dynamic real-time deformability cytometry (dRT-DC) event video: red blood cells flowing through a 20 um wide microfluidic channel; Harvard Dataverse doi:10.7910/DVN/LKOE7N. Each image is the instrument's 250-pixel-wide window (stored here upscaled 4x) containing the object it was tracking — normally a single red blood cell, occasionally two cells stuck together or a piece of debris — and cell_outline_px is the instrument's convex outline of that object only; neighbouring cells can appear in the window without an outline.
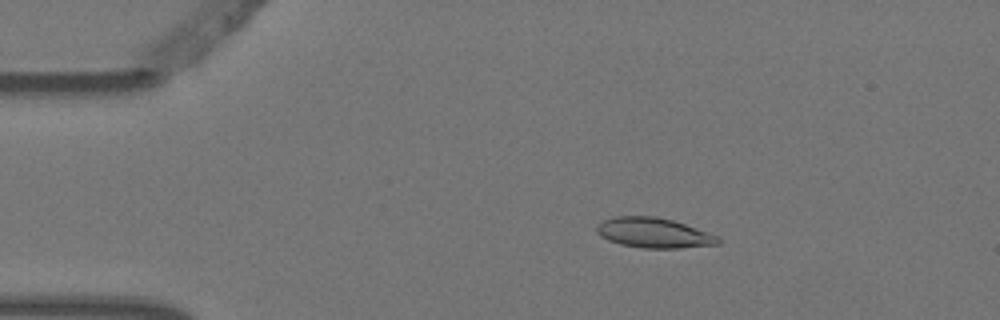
{"species": "Egyptian fruit bat (a non-hibernating species)", "species_latin": "Rousettus aegyptiacus", "temperature_condition": "warm", "stored_images_in_passage": 5, "camera_frame_rate_fps": 3000, "um_per_image_px": 0.085, "animal": {"sex": "female"}, "frame": {"image": 1, "passage_image": 1, "time_ms": 0.0, "image_size_px": [1000, 320], "cell_outline_px": [[720, 244], [680, 248], [644, 248], [620, 244], [608, 240], [600, 236], [596, 232], [596, 224], [604, 220], [616, 216], [656, 216], [672, 220], [720, 236]], "centroid_in_image_um": [55.56, 19.79], "position_along_channel_um": 29.4, "area_um2": 21.33}}
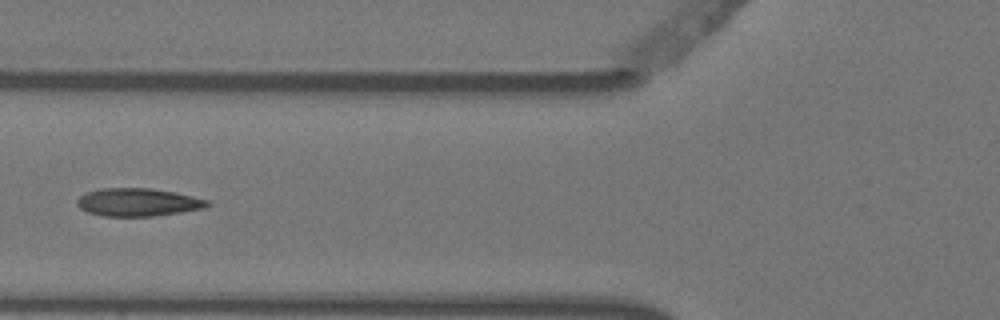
{"frame": {"image": 2, "passage_image": 4, "time_ms": 1.0, "image_size_px": [1000, 320], "cell_outline_px": [[212, 204], [204, 208], [156, 216], [104, 216], [88, 212], [80, 208], [76, 204], [76, 200], [80, 196], [88, 192], [100, 188], [152, 188], [192, 196], [208, 200]], "centroid_in_image_um": [11.72, 17.19], "position_along_channel_um": 114.1, "area_um2": 21.15}}
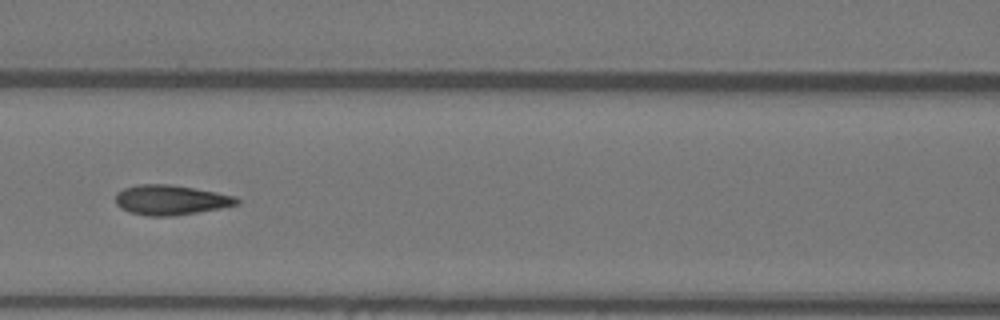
{"frame": {"image": 3, "passage_image": 5, "time_ms": 1.333, "image_size_px": [1000, 320], "cell_outline_px": [[240, 204], [220, 208], [172, 216], [148, 216], [128, 212], [120, 208], [116, 204], [116, 192], [124, 188], [136, 184], [172, 184], [216, 192], [236, 196], [240, 200]], "centroid_in_image_um": [14.5, 16.99], "position_along_channel_um": 152.1, "area_um2": 21.27}}